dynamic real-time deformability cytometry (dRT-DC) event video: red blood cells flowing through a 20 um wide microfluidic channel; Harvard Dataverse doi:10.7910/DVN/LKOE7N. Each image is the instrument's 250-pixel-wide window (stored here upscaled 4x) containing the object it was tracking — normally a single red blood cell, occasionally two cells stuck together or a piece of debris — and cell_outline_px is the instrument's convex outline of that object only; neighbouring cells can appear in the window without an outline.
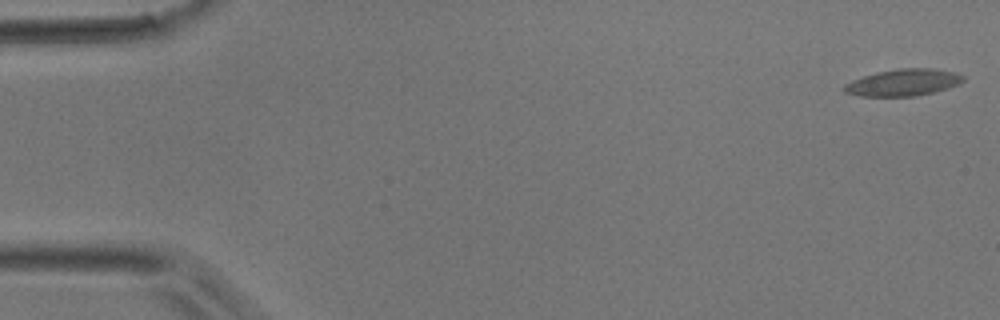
{"species": "common noctule bat (a hibernating species)", "species_latin": "Nyctalus noctula", "temperature_condition": "room temperature", "stored_images_in_passage": 15, "camera_frame_rate_fps": 3000, "um_per_image_px": 0.085, "animal": {"sex": "male", "body_mass_g": 17.9}, "frame": {"image": 1, "passage_image": 1, "time_ms": 0.0, "image_size_px": [1000, 320], "cell_outline_px": [[964, 80], [960, 84], [948, 88], [916, 96], [860, 96], [844, 92], [840, 88], [844, 84], [852, 80], [876, 72], [896, 68], [932, 68], [952, 72], [964, 76]], "centroid_in_image_um": [76.74, 7.01], "position_along_channel_um": 8.3, "area_um2": 18.67}}
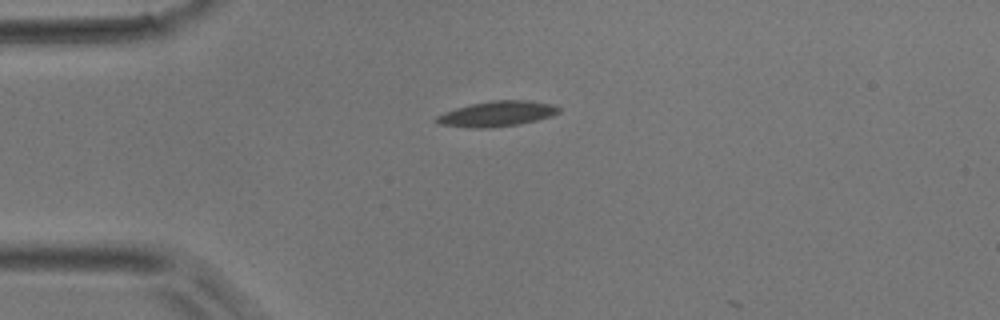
{"frame": {"image": 2, "passage_image": 12, "time_ms": 3.667, "image_size_px": [1000, 320], "cell_outline_px": [[560, 112], [552, 116], [536, 120], [516, 124], [488, 128], [476, 128], [440, 124], [432, 120], [436, 116], [444, 112], [456, 108], [472, 104], [492, 100], [528, 100], [552, 104], [560, 108]], "centroid_in_image_um": [42.24, 9.66], "position_along_channel_um": 42.8, "area_um2": 17.92}}